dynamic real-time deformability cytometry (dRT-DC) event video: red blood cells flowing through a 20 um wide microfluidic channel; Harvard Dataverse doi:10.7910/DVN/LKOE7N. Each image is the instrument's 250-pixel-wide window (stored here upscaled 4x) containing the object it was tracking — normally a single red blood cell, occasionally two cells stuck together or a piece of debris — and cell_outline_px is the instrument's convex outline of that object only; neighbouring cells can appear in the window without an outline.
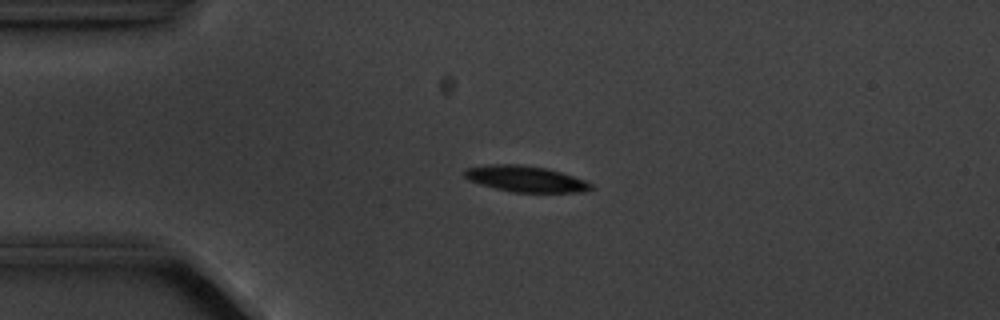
{"species": "common noctule bat (a hibernating species)", "species_latin": "Nyctalus noctula", "temperature_condition": "cold", "stored_images_in_passage": 5, "camera_frame_rate_fps": 3000, "um_per_image_px": 0.085, "animal": {"sex": "male", "body_mass_g": 20.1, "forearm_length_mm": 53.5}, "frame": {"image": 1, "passage_image": 4, "time_ms": 3.667, "image_size_px": [1000, 320], "cell_outline_px": [[592, 188], [584, 192], [512, 192], [480, 184], [468, 180], [464, 176], [464, 168], [492, 164], [520, 164], [544, 168], [560, 172], [584, 180], [592, 184]], "centroid_in_image_um": [44.63, 15.2], "position_along_channel_um": 40.4, "area_um2": 19.02}}